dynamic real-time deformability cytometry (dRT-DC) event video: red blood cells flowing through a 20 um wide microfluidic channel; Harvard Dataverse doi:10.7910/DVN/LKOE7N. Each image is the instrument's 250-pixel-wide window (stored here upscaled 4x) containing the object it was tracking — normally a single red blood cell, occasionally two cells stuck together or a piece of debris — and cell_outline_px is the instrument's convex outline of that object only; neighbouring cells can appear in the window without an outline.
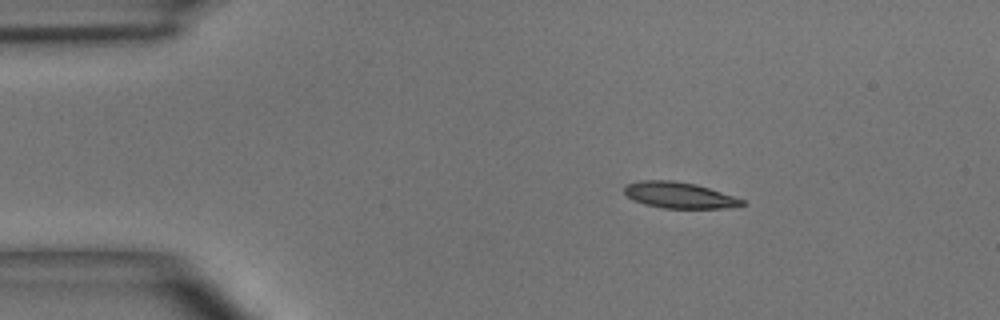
{"species": "common noctule bat (a hibernating species)", "species_latin": "Nyctalus noctula", "temperature_condition": "room temperature", "stored_images_in_passage": 5, "camera_frame_rate_fps": 3000, "um_per_image_px": 0.085, "animal": {"sex": "male", "body_mass_g": 15.6}, "frame": {"image": 1, "passage_image": 1, "time_ms": 0.0, "image_size_px": [1000, 320], "cell_outline_px": [[748, 204], [724, 208], [664, 208], [644, 204], [632, 200], [624, 192], [624, 184], [640, 180], [672, 180], [696, 184], [744, 200]], "centroid_in_image_um": [57.68, 16.58], "position_along_channel_um": 27.3, "area_um2": 17.86}}
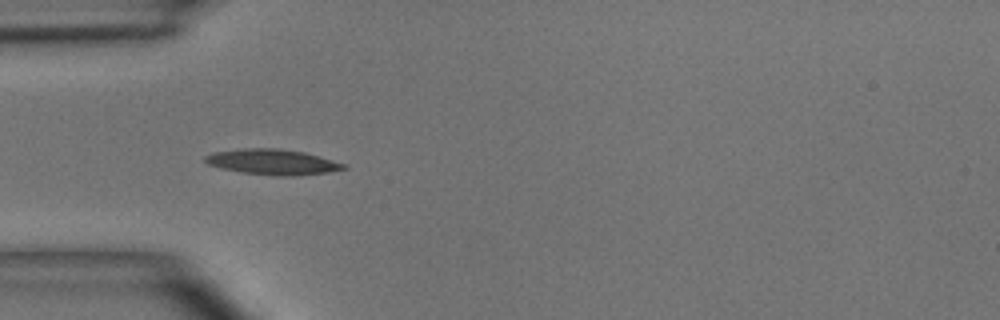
{"frame": {"image": 2, "passage_image": 3, "time_ms": 2.333, "image_size_px": [1000, 320], "cell_outline_px": [[348, 168], [328, 172], [292, 176], [276, 176], [244, 172], [220, 168], [208, 164], [204, 160], [204, 156], [212, 152], [244, 148], [280, 148], [304, 152], [348, 164]], "centroid_in_image_um": [23.18, 13.76], "position_along_channel_um": 61.8, "area_um2": 20.63}}
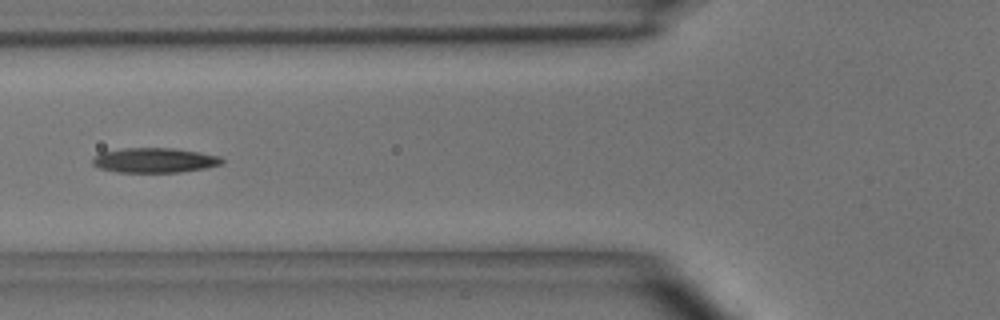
{"frame": {"image": 3, "passage_image": 4, "time_ms": 3.667, "image_size_px": [1000, 320], "cell_outline_px": [[224, 160], [220, 164], [204, 168], [180, 172], [116, 172], [100, 168], [92, 164], [92, 160], [100, 152], [124, 148], [172, 148], [200, 152], [220, 156]], "centroid_in_image_um": [13.12, 13.62], "position_along_channel_um": 112.7, "area_um2": 18.61}}